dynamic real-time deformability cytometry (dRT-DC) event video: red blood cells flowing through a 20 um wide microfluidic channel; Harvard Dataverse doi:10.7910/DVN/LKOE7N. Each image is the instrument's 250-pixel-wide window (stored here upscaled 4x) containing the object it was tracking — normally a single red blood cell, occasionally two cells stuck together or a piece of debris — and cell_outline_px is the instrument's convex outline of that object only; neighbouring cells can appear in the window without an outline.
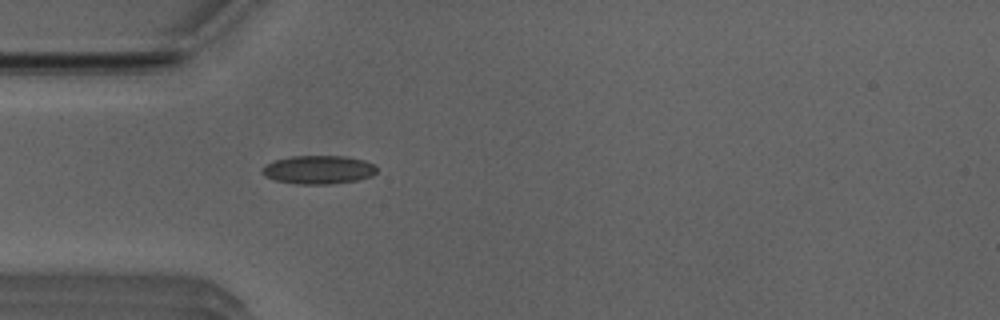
{"species": "Egyptian fruit bat (a non-hibernating species)", "species_latin": "Rousettus aegyptiacus", "temperature_condition": "room temperature", "stored_images_in_passage": 45, "camera_frame_rate_fps": 3000, "um_per_image_px": 0.085, "animal": {"sex": "male"}, "frame": {"image": 1, "passage_image": 9, "time_ms": 2.667, "image_size_px": [1000, 320], "cell_outline_px": [[376, 172], [372, 176], [356, 180], [332, 184], [300, 184], [276, 180], [264, 176], [260, 172], [268, 164], [276, 160], [292, 156], [344, 156], [364, 160], [372, 164], [376, 168]], "centroid_in_image_um": [27.08, 14.43], "position_along_channel_um": 57.9, "area_um2": 18.79}}
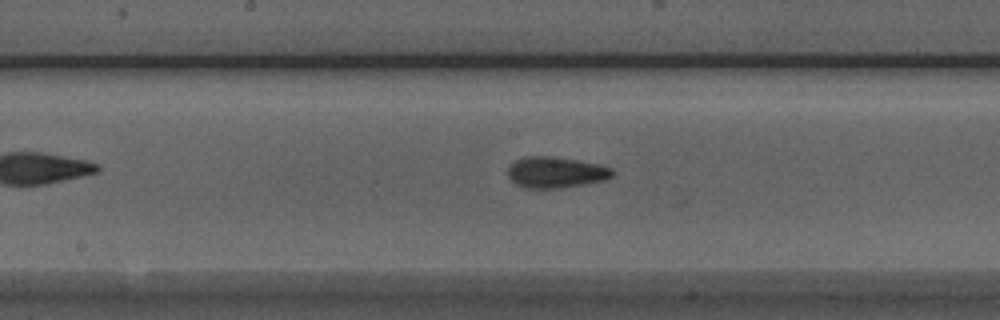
{"frame": {"image": 2, "passage_image": 20, "time_ms": 6.333, "image_size_px": [1000, 320], "cell_outline_px": [[616, 172], [608, 180], [560, 188], [524, 188], [516, 184], [508, 176], [508, 164], [524, 156], [548, 156], [576, 160], [600, 164], [612, 168]], "centroid_in_image_um": [47.26, 14.65], "position_along_channel_um": 200.9, "area_um2": 19.13}}
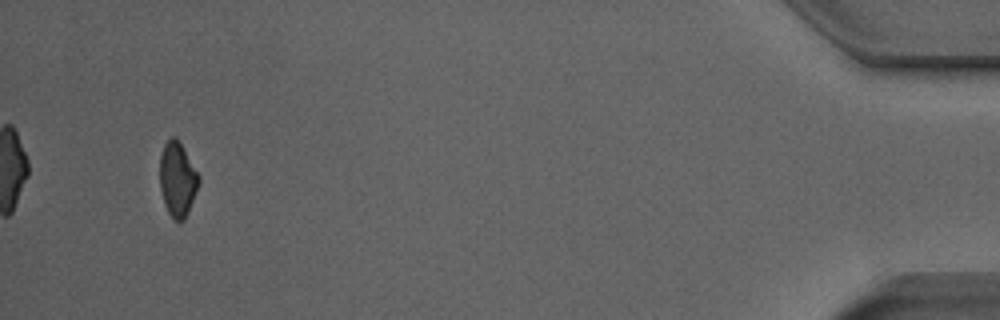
{"frame": {"image": 3, "passage_image": 43, "time_ms": 14.0, "image_size_px": [1000, 320], "cell_outline_px": [[200, 180], [188, 212], [184, 220], [172, 220], [164, 204], [160, 188], [160, 152], [164, 144], [172, 136], [176, 136], [200, 176]], "centroid_in_image_um": [15.07, 15.23], "position_along_channel_um": 420.1, "area_um2": 16.88}, "authors_computed_cell_mechanics": {"area_um2": 18.1492, "velocity_mm_per_s": 3.9625, "shape_relaxation_time_tau1_ms": 8.8622, "shape_relaxation_time_tau2_ms": null, "deformation_change_tau1": 0.138, "deformation_change_tau2": null}}